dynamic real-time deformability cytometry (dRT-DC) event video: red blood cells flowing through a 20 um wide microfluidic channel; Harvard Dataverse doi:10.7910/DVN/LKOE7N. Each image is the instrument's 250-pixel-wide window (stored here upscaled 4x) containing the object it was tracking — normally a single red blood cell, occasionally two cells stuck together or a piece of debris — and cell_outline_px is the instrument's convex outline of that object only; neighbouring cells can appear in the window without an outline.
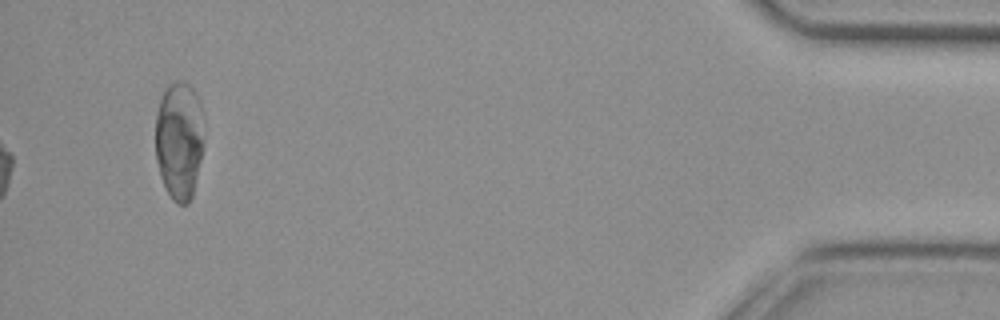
{"species": "common noctule bat (a hibernating species)", "species_latin": "Nyctalus noctula", "temperature_condition": "cold", "stored_images_in_passage": 40, "camera_frame_rate_fps": 3000, "um_per_image_px": 0.085, "animal": {"sex": "female", "body_mass_g": 29.2, "forearm_length_mm": 56.3}, "frame": {"image": 1, "passage_image": 40, "time_ms": 13.0, "image_size_px": [1000, 320], "cell_outline_px": [[204, 140], [200, 160], [192, 196], [188, 204], [176, 204], [172, 200], [160, 176], [156, 160], [156, 112], [160, 100], [168, 84], [176, 80], [180, 80], [188, 84], [196, 92], [200, 100], [204, 116]], "centroid_in_image_um": [15.25, 11.88], "position_along_channel_um": 419.9, "area_um2": 33.93}, "authors_computed_cell_mechanics": {"area_um2": 17.0799, "velocity_mm_per_s": 3.8164, "shape_relaxation_time_tau1_ms": null, "shape_relaxation_time_tau2_ms": 7.2357, "deformation_change_tau1": null, "deformation_change_tau2": 0.1085}}